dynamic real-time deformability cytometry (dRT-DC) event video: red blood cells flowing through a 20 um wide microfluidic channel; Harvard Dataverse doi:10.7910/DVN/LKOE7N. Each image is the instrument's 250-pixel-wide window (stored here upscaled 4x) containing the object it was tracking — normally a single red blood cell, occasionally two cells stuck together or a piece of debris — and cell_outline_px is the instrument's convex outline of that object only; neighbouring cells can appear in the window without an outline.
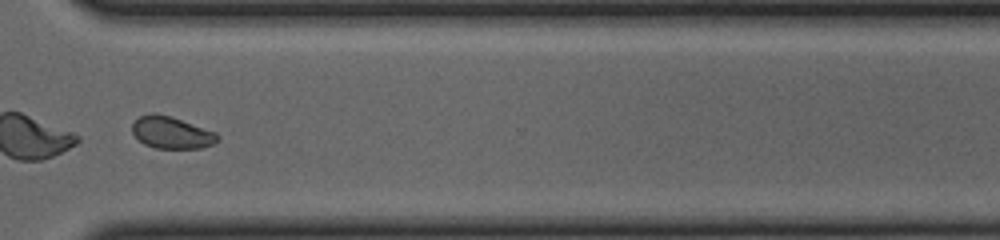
{"species": "common noctule bat (a hibernating species)", "species_latin": "Nyctalus noctula", "temperature_condition": "cold", "stored_images_in_passage": 52, "segment_of_instrument_passage": [2, 2], "camera_frame_rate_fps": 3000, "um_per_image_px": 0.085, "animal": {"sex": "female", "body_mass_g": 23.0, "forearm_length_mm": 53.4}, "frame": {"image": 1, "passage_image": 40, "time_ms": 13.0, "image_size_px": [1000, 240], "cell_outline_px": [[220, 140], [212, 144], [200, 148], [156, 148], [144, 144], [132, 132], [132, 124], [140, 116], [152, 112], [156, 112], [172, 116], [216, 132], [220, 136]], "centroid_in_image_um": [14.6, 11.25], "position_along_channel_um": 356.0, "area_um2": 16.01}}